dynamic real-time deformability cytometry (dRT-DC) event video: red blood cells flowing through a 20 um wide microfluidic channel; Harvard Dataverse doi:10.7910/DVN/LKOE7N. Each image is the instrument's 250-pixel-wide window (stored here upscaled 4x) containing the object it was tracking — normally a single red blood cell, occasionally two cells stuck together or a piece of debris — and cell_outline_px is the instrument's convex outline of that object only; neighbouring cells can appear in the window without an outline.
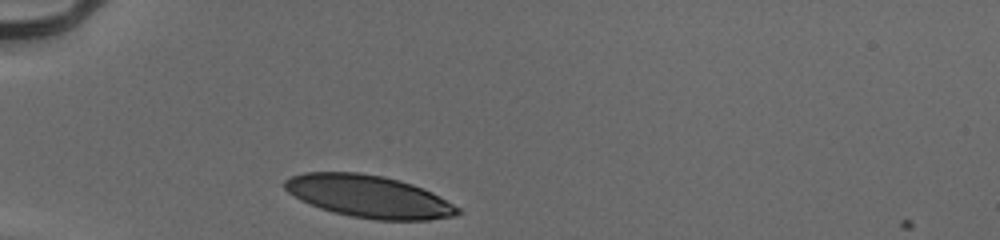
{"species": "human", "species_latin": "Homo sapiens", "temperature_condition": "cold", "stored_images_in_passage": 29, "camera_frame_rate_fps": 3000, "um_per_image_px": 0.085, "donor": {"sex": "male"}, "frame": {"image": 1, "passage_image": 1, "time_ms": 0.0, "image_size_px": [1000, 240], "cell_outline_px": [[464, 212], [452, 216], [428, 220], [376, 220], [352, 216], [332, 212], [320, 208], [300, 200], [288, 192], [284, 188], [284, 180], [292, 176], [304, 172], [360, 172], [384, 176], [400, 180], [412, 184], [432, 192], [460, 208]], "centroid_in_image_um": [31.35, 16.69], "position_along_channel_um": 53.7, "area_um2": 42.71}}
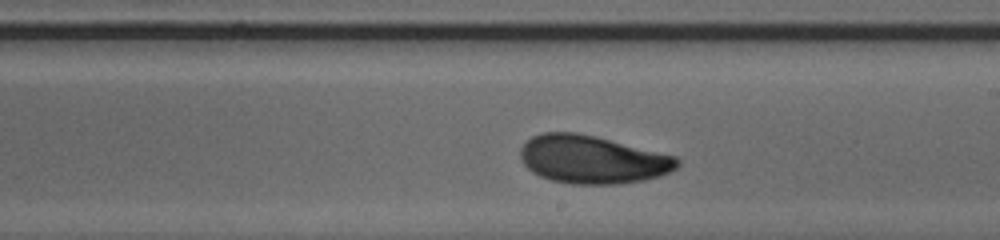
{"frame": {"image": 2, "passage_image": 17, "time_ms": 5.333, "image_size_px": [1000, 240], "cell_outline_px": [[680, 164], [676, 168], [660, 176], [644, 180], [620, 184], [572, 184], [552, 180], [540, 176], [532, 172], [520, 160], [520, 148], [532, 136], [544, 132], [576, 132], [596, 136], [676, 156], [680, 160]], "centroid_in_image_um": [50.35, 13.56], "position_along_channel_um": 238.7, "area_um2": 44.04}}
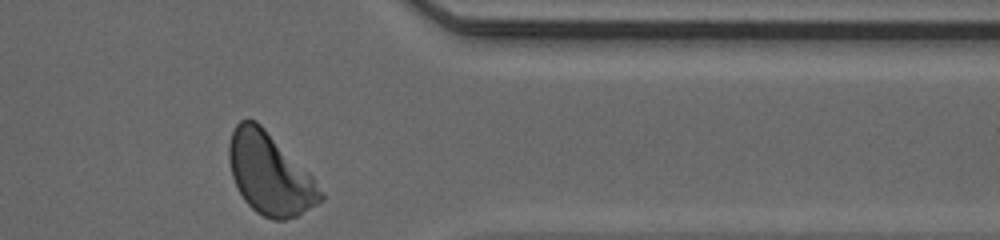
{"frame": {"image": 3, "passage_image": 29, "time_ms": 9.333, "image_size_px": [1000, 240], "cell_outline_px": [[324, 200], [296, 216], [284, 220], [272, 220], [256, 212], [244, 200], [232, 176], [228, 160], [228, 144], [232, 132], [236, 124], [240, 120], [256, 120], [312, 176], [324, 192]], "centroid_in_image_um": [22.92, 14.79], "position_along_channel_um": 388.5, "area_um2": 43.12}, "authors_computed_cell_mechanics": {"area_um2": 43.4078, "velocity_mm_per_s": 3.9179, "shape_relaxation_time_tau1_ms": 3.3501, "shape_relaxation_time_tau2_ms": 2.6355, "deformation_change_tau1": 0.1459, "deformation_change_tau2": 0.0597}}